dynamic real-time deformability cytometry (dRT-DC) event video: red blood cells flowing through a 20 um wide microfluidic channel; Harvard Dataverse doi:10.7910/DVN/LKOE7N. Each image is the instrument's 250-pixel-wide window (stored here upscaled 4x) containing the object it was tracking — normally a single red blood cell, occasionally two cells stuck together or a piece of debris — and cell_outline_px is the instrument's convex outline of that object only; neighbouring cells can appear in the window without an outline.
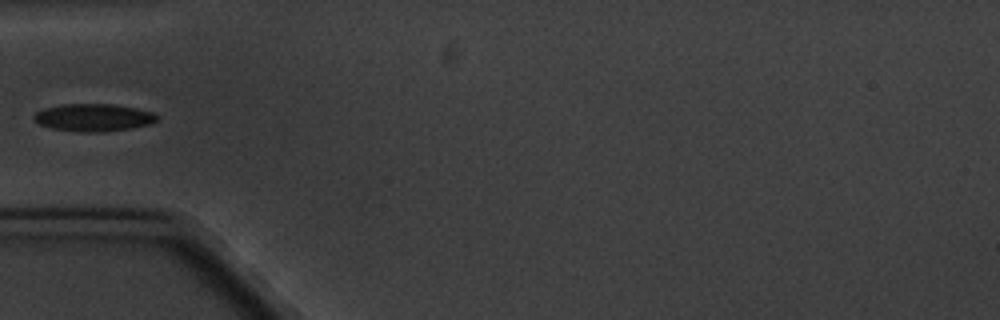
{"species": "common noctule bat (a hibernating species)", "species_latin": "Nyctalus noctula", "temperature_condition": "cold", "stored_images_in_passage": 10, "camera_frame_rate_fps": 3000, "um_per_image_px": 0.085, "animal": {"sex": "male", "body_mass_g": 20.1, "forearm_length_mm": 53.5}, "frame": {"image": 1, "passage_image": 5, "time_ms": 5.0, "image_size_px": [1000, 320], "cell_outline_px": [[156, 120], [152, 124], [132, 128], [104, 132], [80, 132], [52, 128], [36, 124], [32, 120], [32, 116], [36, 112], [44, 108], [60, 104], [112, 104], [136, 108], [152, 112], [156, 116]], "centroid_in_image_um": [7.89, 9.99], "position_along_channel_um": 77.1, "area_um2": 19.94}}